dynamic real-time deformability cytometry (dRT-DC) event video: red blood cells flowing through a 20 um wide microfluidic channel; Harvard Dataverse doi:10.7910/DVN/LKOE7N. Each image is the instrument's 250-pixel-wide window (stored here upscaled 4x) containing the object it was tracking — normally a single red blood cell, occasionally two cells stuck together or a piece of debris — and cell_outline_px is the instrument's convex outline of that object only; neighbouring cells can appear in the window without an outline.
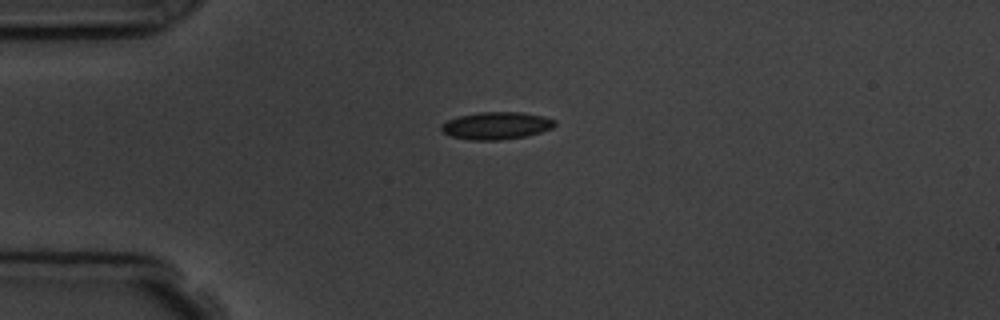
{"species": "common noctule bat (a hibernating species)", "species_latin": "Nyctalus noctula", "temperature_condition": "room temperature", "stored_images_in_passage": 2, "camera_frame_rate_fps": 3000, "um_per_image_px": 0.085, "animal": {"sex": "male", "body_mass_g": 19.5, "forearm_length_mm": 54.6}, "frame": {"image": 1, "passage_image": 2, "time_ms": 1.333, "image_size_px": [1000, 320], "cell_outline_px": [[556, 124], [552, 128], [540, 132], [524, 136], [500, 140], [472, 140], [452, 136], [444, 132], [440, 128], [448, 120], [460, 116], [480, 112], [524, 112], [544, 116], [556, 120]], "centroid_in_image_um": [42.24, 10.67], "position_along_channel_um": 42.8, "area_um2": 17.92}}